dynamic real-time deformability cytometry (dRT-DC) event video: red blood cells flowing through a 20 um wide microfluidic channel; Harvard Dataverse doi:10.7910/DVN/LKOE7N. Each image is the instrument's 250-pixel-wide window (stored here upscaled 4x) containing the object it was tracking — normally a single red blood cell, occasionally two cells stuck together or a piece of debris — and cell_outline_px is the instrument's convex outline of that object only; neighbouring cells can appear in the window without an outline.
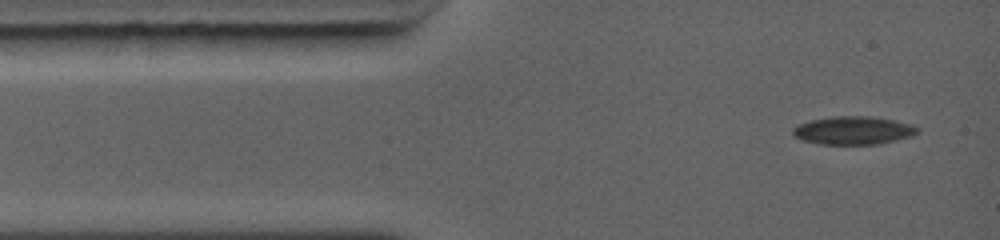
{"species": "common noctule bat (a hibernating species)", "species_latin": "Nyctalus noctula", "temperature_condition": "warm", "stored_images_in_passage": 14, "camera_frame_rate_fps": 5000, "um_per_image_px": 0.085, "animal": {"sex": "female", "body_mass_g": 19.0, "forearm_length_mm": 56.7}, "frame": {"image": 1, "passage_image": 1, "time_ms": 0.0, "image_size_px": [1000, 240], "cell_outline_px": [[920, 132], [912, 136], [896, 140], [876, 144], [820, 144], [804, 140], [796, 136], [792, 132], [792, 128], [796, 124], [812, 120], [832, 116], [868, 116], [892, 120], [912, 124], [920, 128]], "centroid_in_image_um": [72.55, 11.08], "position_along_channel_um": 12.4, "area_um2": 20.4}}
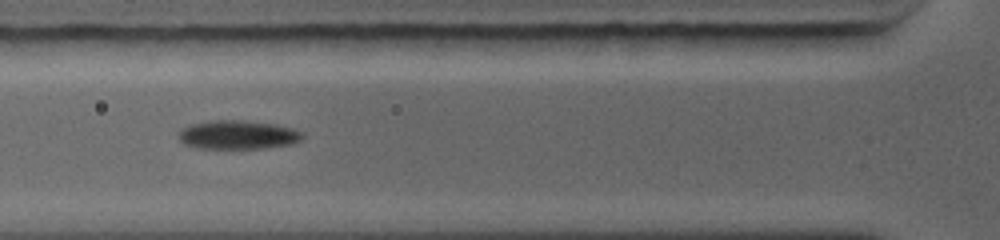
{"frame": {"image": 2, "passage_image": 7, "time_ms": 3.2, "image_size_px": [1000, 240], "cell_outline_px": [[304, 136], [300, 140], [292, 144], [264, 148], [196, 148], [184, 144], [180, 140], [180, 128], [188, 124], [212, 120], [244, 120], [276, 124], [296, 128], [304, 132]], "centroid_in_image_um": [20.25, 11.44], "position_along_channel_um": 105.6, "area_um2": 21.1}}
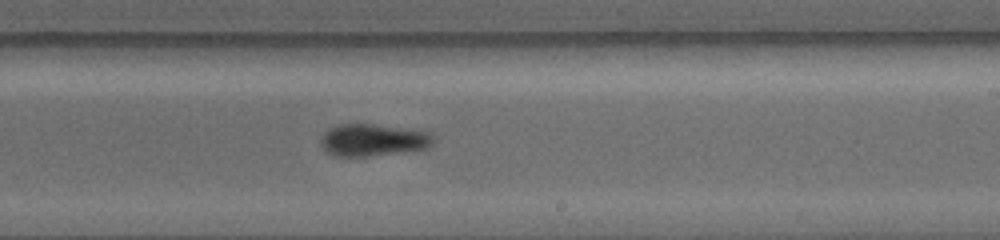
{"frame": {"image": 3, "passage_image": 14, "time_ms": 6.6, "image_size_px": [1000, 240], "cell_outline_px": [[436, 136], [432, 144], [428, 148], [368, 156], [336, 156], [328, 152], [320, 144], [320, 140], [324, 132], [340, 124], [372, 124], [412, 128], [432, 132]], "centroid_in_image_um": [31.78, 11.88], "position_along_channel_um": 257.2, "area_um2": 21.21}}